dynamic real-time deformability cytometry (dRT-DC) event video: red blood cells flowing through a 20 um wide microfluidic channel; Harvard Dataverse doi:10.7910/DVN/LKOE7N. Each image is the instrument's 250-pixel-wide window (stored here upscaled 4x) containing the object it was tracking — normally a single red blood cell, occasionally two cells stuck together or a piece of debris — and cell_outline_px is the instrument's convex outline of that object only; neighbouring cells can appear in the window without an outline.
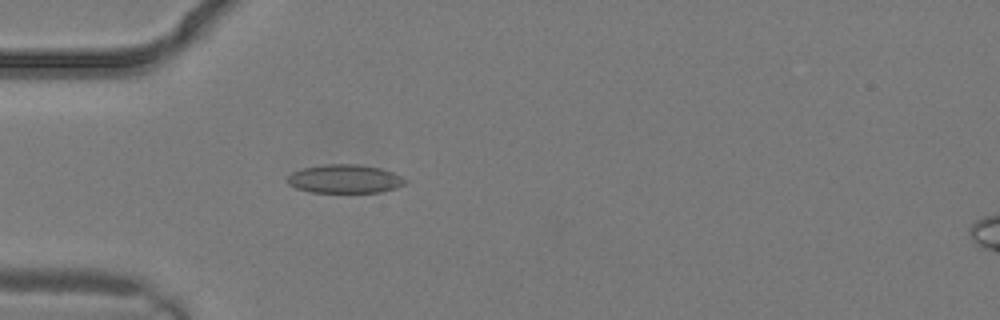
{"species": "common noctule bat (a hibernating species)", "species_latin": "Nyctalus noctula", "temperature_condition": "warm", "stored_images_in_passage": 1, "camera_frame_rate_fps": 3000, "um_per_image_px": 0.085, "animal": {"sex": "male", "body_mass_g": 19.2, "forearm_length_mm": 51.8}, "frame": {"image": 1, "passage_image": 1, "time_ms": 0.0, "image_size_px": [1000, 320], "cell_outline_px": [[408, 184], [396, 188], [380, 192], [312, 192], [296, 188], [288, 184], [284, 180], [292, 172], [304, 168], [324, 164], [360, 164], [380, 168], [392, 172], [408, 180]], "centroid_in_image_um": [29.31, 15.2], "position_along_channel_um": 55.7, "area_um2": 19.77}}